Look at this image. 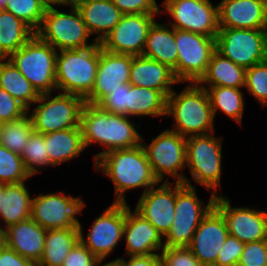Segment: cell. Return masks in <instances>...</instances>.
I'll return each mask as SVG.
<instances>
[{
  "instance_id": "cell-1",
  "label": "cell",
  "mask_w": 267,
  "mask_h": 266,
  "mask_svg": "<svg viewBox=\"0 0 267 266\" xmlns=\"http://www.w3.org/2000/svg\"><path fill=\"white\" fill-rule=\"evenodd\" d=\"M94 167L113 182L116 203H126L125 192L128 190L142 187L144 194L160 183L154 175L142 143L132 148L108 151L94 162Z\"/></svg>"
},
{
  "instance_id": "cell-2",
  "label": "cell",
  "mask_w": 267,
  "mask_h": 266,
  "mask_svg": "<svg viewBox=\"0 0 267 266\" xmlns=\"http://www.w3.org/2000/svg\"><path fill=\"white\" fill-rule=\"evenodd\" d=\"M135 127L128 116L109 113L97 104L83 105L80 129L85 148L92 143L105 148L94 156V161L108 151L140 145L142 136Z\"/></svg>"
},
{
  "instance_id": "cell-3",
  "label": "cell",
  "mask_w": 267,
  "mask_h": 266,
  "mask_svg": "<svg viewBox=\"0 0 267 266\" xmlns=\"http://www.w3.org/2000/svg\"><path fill=\"white\" fill-rule=\"evenodd\" d=\"M166 116H172L174 128L181 136L205 135L214 132V115L208 93L198 83H190L179 94L167 97Z\"/></svg>"
},
{
  "instance_id": "cell-4",
  "label": "cell",
  "mask_w": 267,
  "mask_h": 266,
  "mask_svg": "<svg viewBox=\"0 0 267 266\" xmlns=\"http://www.w3.org/2000/svg\"><path fill=\"white\" fill-rule=\"evenodd\" d=\"M56 55V89L84 99L92 92L99 63V42L83 48L62 50Z\"/></svg>"
},
{
  "instance_id": "cell-5",
  "label": "cell",
  "mask_w": 267,
  "mask_h": 266,
  "mask_svg": "<svg viewBox=\"0 0 267 266\" xmlns=\"http://www.w3.org/2000/svg\"><path fill=\"white\" fill-rule=\"evenodd\" d=\"M57 50L42 41L36 34L8 59L32 84L39 94L56 89Z\"/></svg>"
},
{
  "instance_id": "cell-6",
  "label": "cell",
  "mask_w": 267,
  "mask_h": 266,
  "mask_svg": "<svg viewBox=\"0 0 267 266\" xmlns=\"http://www.w3.org/2000/svg\"><path fill=\"white\" fill-rule=\"evenodd\" d=\"M71 6V12L65 13L55 7L45 11L42 23L35 34L44 42L49 43L57 51L83 49L95 45L89 44L91 36L83 22L80 11L75 4Z\"/></svg>"
},
{
  "instance_id": "cell-7",
  "label": "cell",
  "mask_w": 267,
  "mask_h": 266,
  "mask_svg": "<svg viewBox=\"0 0 267 266\" xmlns=\"http://www.w3.org/2000/svg\"><path fill=\"white\" fill-rule=\"evenodd\" d=\"M216 194H211L208 204L204 206L195 187L176 183L175 217L164 246L168 248L188 247L202 219L214 207Z\"/></svg>"
},
{
  "instance_id": "cell-8",
  "label": "cell",
  "mask_w": 267,
  "mask_h": 266,
  "mask_svg": "<svg viewBox=\"0 0 267 266\" xmlns=\"http://www.w3.org/2000/svg\"><path fill=\"white\" fill-rule=\"evenodd\" d=\"M214 133L186 137V167L194 182L217 195L215 192L221 187L223 138Z\"/></svg>"
},
{
  "instance_id": "cell-9",
  "label": "cell",
  "mask_w": 267,
  "mask_h": 266,
  "mask_svg": "<svg viewBox=\"0 0 267 266\" xmlns=\"http://www.w3.org/2000/svg\"><path fill=\"white\" fill-rule=\"evenodd\" d=\"M50 94H40L35 102L38 106L31 113L28 110L34 131L45 134L80 127L85 99L75 94L62 92L50 98Z\"/></svg>"
},
{
  "instance_id": "cell-10",
  "label": "cell",
  "mask_w": 267,
  "mask_h": 266,
  "mask_svg": "<svg viewBox=\"0 0 267 266\" xmlns=\"http://www.w3.org/2000/svg\"><path fill=\"white\" fill-rule=\"evenodd\" d=\"M143 141L141 138L147 159L159 182L168 175L174 178L176 183L194 187L185 174L180 172L186 168V137L167 129L157 137H152L151 143L144 145Z\"/></svg>"
},
{
  "instance_id": "cell-11",
  "label": "cell",
  "mask_w": 267,
  "mask_h": 266,
  "mask_svg": "<svg viewBox=\"0 0 267 266\" xmlns=\"http://www.w3.org/2000/svg\"><path fill=\"white\" fill-rule=\"evenodd\" d=\"M215 38L175 28L178 58L173 74L179 83H198L206 74L216 51Z\"/></svg>"
},
{
  "instance_id": "cell-12",
  "label": "cell",
  "mask_w": 267,
  "mask_h": 266,
  "mask_svg": "<svg viewBox=\"0 0 267 266\" xmlns=\"http://www.w3.org/2000/svg\"><path fill=\"white\" fill-rule=\"evenodd\" d=\"M215 40L218 53L246 69L267 60L265 29L220 28Z\"/></svg>"
},
{
  "instance_id": "cell-13",
  "label": "cell",
  "mask_w": 267,
  "mask_h": 266,
  "mask_svg": "<svg viewBox=\"0 0 267 266\" xmlns=\"http://www.w3.org/2000/svg\"><path fill=\"white\" fill-rule=\"evenodd\" d=\"M125 225V203L113 202L99 217H97L87 239L79 223V241L101 262L114 252L115 247L123 238Z\"/></svg>"
},
{
  "instance_id": "cell-14",
  "label": "cell",
  "mask_w": 267,
  "mask_h": 266,
  "mask_svg": "<svg viewBox=\"0 0 267 266\" xmlns=\"http://www.w3.org/2000/svg\"><path fill=\"white\" fill-rule=\"evenodd\" d=\"M84 207V200L64 192L38 194L32 199L31 218L46 230L79 227L75 216Z\"/></svg>"
},
{
  "instance_id": "cell-15",
  "label": "cell",
  "mask_w": 267,
  "mask_h": 266,
  "mask_svg": "<svg viewBox=\"0 0 267 266\" xmlns=\"http://www.w3.org/2000/svg\"><path fill=\"white\" fill-rule=\"evenodd\" d=\"M162 7L174 20L170 26L208 37H216L219 31L218 4L209 0H165Z\"/></svg>"
},
{
  "instance_id": "cell-16",
  "label": "cell",
  "mask_w": 267,
  "mask_h": 266,
  "mask_svg": "<svg viewBox=\"0 0 267 266\" xmlns=\"http://www.w3.org/2000/svg\"><path fill=\"white\" fill-rule=\"evenodd\" d=\"M155 15L123 14L113 30L99 42L101 48L117 54L142 55Z\"/></svg>"
},
{
  "instance_id": "cell-17",
  "label": "cell",
  "mask_w": 267,
  "mask_h": 266,
  "mask_svg": "<svg viewBox=\"0 0 267 266\" xmlns=\"http://www.w3.org/2000/svg\"><path fill=\"white\" fill-rule=\"evenodd\" d=\"M214 207L223 215L229 235L242 243L267 239V213L251 207H232L228 197L216 196Z\"/></svg>"
},
{
  "instance_id": "cell-18",
  "label": "cell",
  "mask_w": 267,
  "mask_h": 266,
  "mask_svg": "<svg viewBox=\"0 0 267 266\" xmlns=\"http://www.w3.org/2000/svg\"><path fill=\"white\" fill-rule=\"evenodd\" d=\"M168 179L169 177L159 187H152L142 194L135 208L163 238L169 232L175 217L176 183L169 184Z\"/></svg>"
},
{
  "instance_id": "cell-19",
  "label": "cell",
  "mask_w": 267,
  "mask_h": 266,
  "mask_svg": "<svg viewBox=\"0 0 267 266\" xmlns=\"http://www.w3.org/2000/svg\"><path fill=\"white\" fill-rule=\"evenodd\" d=\"M228 235L223 215L213 207L197 227L188 249L204 266H214Z\"/></svg>"
},
{
  "instance_id": "cell-20",
  "label": "cell",
  "mask_w": 267,
  "mask_h": 266,
  "mask_svg": "<svg viewBox=\"0 0 267 266\" xmlns=\"http://www.w3.org/2000/svg\"><path fill=\"white\" fill-rule=\"evenodd\" d=\"M133 55L117 54L101 48L99 43V63L92 92L85 103L98 104L108 93L121 84L129 83Z\"/></svg>"
},
{
  "instance_id": "cell-21",
  "label": "cell",
  "mask_w": 267,
  "mask_h": 266,
  "mask_svg": "<svg viewBox=\"0 0 267 266\" xmlns=\"http://www.w3.org/2000/svg\"><path fill=\"white\" fill-rule=\"evenodd\" d=\"M126 241V256L160 254L165 246L159 231L136 210L131 211L125 203L123 238ZM157 252V253H156Z\"/></svg>"
},
{
  "instance_id": "cell-22",
  "label": "cell",
  "mask_w": 267,
  "mask_h": 266,
  "mask_svg": "<svg viewBox=\"0 0 267 266\" xmlns=\"http://www.w3.org/2000/svg\"><path fill=\"white\" fill-rule=\"evenodd\" d=\"M219 28L265 29V0H221L218 4Z\"/></svg>"
},
{
  "instance_id": "cell-23",
  "label": "cell",
  "mask_w": 267,
  "mask_h": 266,
  "mask_svg": "<svg viewBox=\"0 0 267 266\" xmlns=\"http://www.w3.org/2000/svg\"><path fill=\"white\" fill-rule=\"evenodd\" d=\"M47 230L32 218L4 229V244L22 257L38 263L43 255Z\"/></svg>"
},
{
  "instance_id": "cell-24",
  "label": "cell",
  "mask_w": 267,
  "mask_h": 266,
  "mask_svg": "<svg viewBox=\"0 0 267 266\" xmlns=\"http://www.w3.org/2000/svg\"><path fill=\"white\" fill-rule=\"evenodd\" d=\"M129 83L161 91L167 97L174 90L172 85L179 84L167 65L142 55L132 58Z\"/></svg>"
},
{
  "instance_id": "cell-25",
  "label": "cell",
  "mask_w": 267,
  "mask_h": 266,
  "mask_svg": "<svg viewBox=\"0 0 267 266\" xmlns=\"http://www.w3.org/2000/svg\"><path fill=\"white\" fill-rule=\"evenodd\" d=\"M75 6L80 11L89 34L96 35V42H101L123 16L111 0H81Z\"/></svg>"
},
{
  "instance_id": "cell-26",
  "label": "cell",
  "mask_w": 267,
  "mask_h": 266,
  "mask_svg": "<svg viewBox=\"0 0 267 266\" xmlns=\"http://www.w3.org/2000/svg\"><path fill=\"white\" fill-rule=\"evenodd\" d=\"M170 28L167 23L158 24L155 21L148 32L142 56L156 60L174 70L177 66L178 50L175 28Z\"/></svg>"
},
{
  "instance_id": "cell-27",
  "label": "cell",
  "mask_w": 267,
  "mask_h": 266,
  "mask_svg": "<svg viewBox=\"0 0 267 266\" xmlns=\"http://www.w3.org/2000/svg\"><path fill=\"white\" fill-rule=\"evenodd\" d=\"M50 167L75 159L85 148L80 127L44 134Z\"/></svg>"
},
{
  "instance_id": "cell-28",
  "label": "cell",
  "mask_w": 267,
  "mask_h": 266,
  "mask_svg": "<svg viewBox=\"0 0 267 266\" xmlns=\"http://www.w3.org/2000/svg\"><path fill=\"white\" fill-rule=\"evenodd\" d=\"M246 68L235 64L232 60L223 57L215 51L209 62L206 74L198 84L201 87L225 86L243 88L245 86Z\"/></svg>"
},
{
  "instance_id": "cell-29",
  "label": "cell",
  "mask_w": 267,
  "mask_h": 266,
  "mask_svg": "<svg viewBox=\"0 0 267 266\" xmlns=\"http://www.w3.org/2000/svg\"><path fill=\"white\" fill-rule=\"evenodd\" d=\"M78 227L47 230L43 255L38 262L42 266H62L70 250L79 242Z\"/></svg>"
},
{
  "instance_id": "cell-30",
  "label": "cell",
  "mask_w": 267,
  "mask_h": 266,
  "mask_svg": "<svg viewBox=\"0 0 267 266\" xmlns=\"http://www.w3.org/2000/svg\"><path fill=\"white\" fill-rule=\"evenodd\" d=\"M32 199L25 182L5 184V194L0 209V221L4 220L5 229L12 224L31 218Z\"/></svg>"
},
{
  "instance_id": "cell-31",
  "label": "cell",
  "mask_w": 267,
  "mask_h": 266,
  "mask_svg": "<svg viewBox=\"0 0 267 266\" xmlns=\"http://www.w3.org/2000/svg\"><path fill=\"white\" fill-rule=\"evenodd\" d=\"M35 32L12 13L0 10V58H8L26 44Z\"/></svg>"
},
{
  "instance_id": "cell-32",
  "label": "cell",
  "mask_w": 267,
  "mask_h": 266,
  "mask_svg": "<svg viewBox=\"0 0 267 266\" xmlns=\"http://www.w3.org/2000/svg\"><path fill=\"white\" fill-rule=\"evenodd\" d=\"M0 87L28 110L40 94L8 58H0Z\"/></svg>"
},
{
  "instance_id": "cell-33",
  "label": "cell",
  "mask_w": 267,
  "mask_h": 266,
  "mask_svg": "<svg viewBox=\"0 0 267 266\" xmlns=\"http://www.w3.org/2000/svg\"><path fill=\"white\" fill-rule=\"evenodd\" d=\"M167 96L158 90L132 86L129 89L128 117L166 116Z\"/></svg>"
},
{
  "instance_id": "cell-34",
  "label": "cell",
  "mask_w": 267,
  "mask_h": 266,
  "mask_svg": "<svg viewBox=\"0 0 267 266\" xmlns=\"http://www.w3.org/2000/svg\"><path fill=\"white\" fill-rule=\"evenodd\" d=\"M207 87L205 86L202 88H205L208 93L214 118L219 110L233 121H236L239 125H242L241 122L245 104L241 89L225 86Z\"/></svg>"
},
{
  "instance_id": "cell-35",
  "label": "cell",
  "mask_w": 267,
  "mask_h": 266,
  "mask_svg": "<svg viewBox=\"0 0 267 266\" xmlns=\"http://www.w3.org/2000/svg\"><path fill=\"white\" fill-rule=\"evenodd\" d=\"M33 132L32 120L27 113L20 119L0 124V144L21 155Z\"/></svg>"
},
{
  "instance_id": "cell-36",
  "label": "cell",
  "mask_w": 267,
  "mask_h": 266,
  "mask_svg": "<svg viewBox=\"0 0 267 266\" xmlns=\"http://www.w3.org/2000/svg\"><path fill=\"white\" fill-rule=\"evenodd\" d=\"M30 177L22 157L0 144V183L18 184L25 182Z\"/></svg>"
},
{
  "instance_id": "cell-37",
  "label": "cell",
  "mask_w": 267,
  "mask_h": 266,
  "mask_svg": "<svg viewBox=\"0 0 267 266\" xmlns=\"http://www.w3.org/2000/svg\"><path fill=\"white\" fill-rule=\"evenodd\" d=\"M20 156L23 159L25 169L31 177L41 171L38 167L50 166V158L46 151L44 134L34 131Z\"/></svg>"
},
{
  "instance_id": "cell-38",
  "label": "cell",
  "mask_w": 267,
  "mask_h": 266,
  "mask_svg": "<svg viewBox=\"0 0 267 266\" xmlns=\"http://www.w3.org/2000/svg\"><path fill=\"white\" fill-rule=\"evenodd\" d=\"M4 10L22 20L34 32L40 27L46 11L38 0H7Z\"/></svg>"
},
{
  "instance_id": "cell-39",
  "label": "cell",
  "mask_w": 267,
  "mask_h": 266,
  "mask_svg": "<svg viewBox=\"0 0 267 266\" xmlns=\"http://www.w3.org/2000/svg\"><path fill=\"white\" fill-rule=\"evenodd\" d=\"M244 87L262 107L267 106V60L246 69Z\"/></svg>"
},
{
  "instance_id": "cell-40",
  "label": "cell",
  "mask_w": 267,
  "mask_h": 266,
  "mask_svg": "<svg viewBox=\"0 0 267 266\" xmlns=\"http://www.w3.org/2000/svg\"><path fill=\"white\" fill-rule=\"evenodd\" d=\"M129 89L130 83L121 84L108 93L97 105L109 113L128 116Z\"/></svg>"
},
{
  "instance_id": "cell-41",
  "label": "cell",
  "mask_w": 267,
  "mask_h": 266,
  "mask_svg": "<svg viewBox=\"0 0 267 266\" xmlns=\"http://www.w3.org/2000/svg\"><path fill=\"white\" fill-rule=\"evenodd\" d=\"M160 255L161 266H204L188 247H165Z\"/></svg>"
},
{
  "instance_id": "cell-42",
  "label": "cell",
  "mask_w": 267,
  "mask_h": 266,
  "mask_svg": "<svg viewBox=\"0 0 267 266\" xmlns=\"http://www.w3.org/2000/svg\"><path fill=\"white\" fill-rule=\"evenodd\" d=\"M28 109L6 90L0 87V124L22 118Z\"/></svg>"
},
{
  "instance_id": "cell-43",
  "label": "cell",
  "mask_w": 267,
  "mask_h": 266,
  "mask_svg": "<svg viewBox=\"0 0 267 266\" xmlns=\"http://www.w3.org/2000/svg\"><path fill=\"white\" fill-rule=\"evenodd\" d=\"M237 266H267V239L245 243Z\"/></svg>"
},
{
  "instance_id": "cell-44",
  "label": "cell",
  "mask_w": 267,
  "mask_h": 266,
  "mask_svg": "<svg viewBox=\"0 0 267 266\" xmlns=\"http://www.w3.org/2000/svg\"><path fill=\"white\" fill-rule=\"evenodd\" d=\"M244 246L245 243H242L234 236L228 235L226 242L217 255V262L214 266H237Z\"/></svg>"
},
{
  "instance_id": "cell-45",
  "label": "cell",
  "mask_w": 267,
  "mask_h": 266,
  "mask_svg": "<svg viewBox=\"0 0 267 266\" xmlns=\"http://www.w3.org/2000/svg\"><path fill=\"white\" fill-rule=\"evenodd\" d=\"M123 14H159L164 12L156 0H111ZM161 11V12H160Z\"/></svg>"
},
{
  "instance_id": "cell-46",
  "label": "cell",
  "mask_w": 267,
  "mask_h": 266,
  "mask_svg": "<svg viewBox=\"0 0 267 266\" xmlns=\"http://www.w3.org/2000/svg\"><path fill=\"white\" fill-rule=\"evenodd\" d=\"M99 261L80 241L70 250L62 266H97Z\"/></svg>"
},
{
  "instance_id": "cell-47",
  "label": "cell",
  "mask_w": 267,
  "mask_h": 266,
  "mask_svg": "<svg viewBox=\"0 0 267 266\" xmlns=\"http://www.w3.org/2000/svg\"><path fill=\"white\" fill-rule=\"evenodd\" d=\"M112 261H115L119 266H161V255H137L129 256L128 261H126L123 257Z\"/></svg>"
},
{
  "instance_id": "cell-48",
  "label": "cell",
  "mask_w": 267,
  "mask_h": 266,
  "mask_svg": "<svg viewBox=\"0 0 267 266\" xmlns=\"http://www.w3.org/2000/svg\"><path fill=\"white\" fill-rule=\"evenodd\" d=\"M33 262L22 257L5 244L0 247V266H32Z\"/></svg>"
},
{
  "instance_id": "cell-49",
  "label": "cell",
  "mask_w": 267,
  "mask_h": 266,
  "mask_svg": "<svg viewBox=\"0 0 267 266\" xmlns=\"http://www.w3.org/2000/svg\"><path fill=\"white\" fill-rule=\"evenodd\" d=\"M44 7L45 9L48 8H53V5H65L69 6V1L68 0H38Z\"/></svg>"
},
{
  "instance_id": "cell-50",
  "label": "cell",
  "mask_w": 267,
  "mask_h": 266,
  "mask_svg": "<svg viewBox=\"0 0 267 266\" xmlns=\"http://www.w3.org/2000/svg\"><path fill=\"white\" fill-rule=\"evenodd\" d=\"M5 194V184L0 183V209H1V202L3 201V195Z\"/></svg>"
},
{
  "instance_id": "cell-51",
  "label": "cell",
  "mask_w": 267,
  "mask_h": 266,
  "mask_svg": "<svg viewBox=\"0 0 267 266\" xmlns=\"http://www.w3.org/2000/svg\"><path fill=\"white\" fill-rule=\"evenodd\" d=\"M4 244V229L0 225V247Z\"/></svg>"
},
{
  "instance_id": "cell-52",
  "label": "cell",
  "mask_w": 267,
  "mask_h": 266,
  "mask_svg": "<svg viewBox=\"0 0 267 266\" xmlns=\"http://www.w3.org/2000/svg\"><path fill=\"white\" fill-rule=\"evenodd\" d=\"M102 262H100L97 266L101 265V266H119L115 261H111V262H108L106 264H101Z\"/></svg>"
},
{
  "instance_id": "cell-53",
  "label": "cell",
  "mask_w": 267,
  "mask_h": 266,
  "mask_svg": "<svg viewBox=\"0 0 267 266\" xmlns=\"http://www.w3.org/2000/svg\"><path fill=\"white\" fill-rule=\"evenodd\" d=\"M7 0H0V10L4 9Z\"/></svg>"
},
{
  "instance_id": "cell-54",
  "label": "cell",
  "mask_w": 267,
  "mask_h": 266,
  "mask_svg": "<svg viewBox=\"0 0 267 266\" xmlns=\"http://www.w3.org/2000/svg\"><path fill=\"white\" fill-rule=\"evenodd\" d=\"M68 1H69V5H71V4H76L77 2L81 0H68Z\"/></svg>"
},
{
  "instance_id": "cell-55",
  "label": "cell",
  "mask_w": 267,
  "mask_h": 266,
  "mask_svg": "<svg viewBox=\"0 0 267 266\" xmlns=\"http://www.w3.org/2000/svg\"><path fill=\"white\" fill-rule=\"evenodd\" d=\"M265 32H266V35H267V16H266V28H265Z\"/></svg>"
},
{
  "instance_id": "cell-56",
  "label": "cell",
  "mask_w": 267,
  "mask_h": 266,
  "mask_svg": "<svg viewBox=\"0 0 267 266\" xmlns=\"http://www.w3.org/2000/svg\"><path fill=\"white\" fill-rule=\"evenodd\" d=\"M32 266H42V265H40L38 263H33Z\"/></svg>"
}]
</instances>
